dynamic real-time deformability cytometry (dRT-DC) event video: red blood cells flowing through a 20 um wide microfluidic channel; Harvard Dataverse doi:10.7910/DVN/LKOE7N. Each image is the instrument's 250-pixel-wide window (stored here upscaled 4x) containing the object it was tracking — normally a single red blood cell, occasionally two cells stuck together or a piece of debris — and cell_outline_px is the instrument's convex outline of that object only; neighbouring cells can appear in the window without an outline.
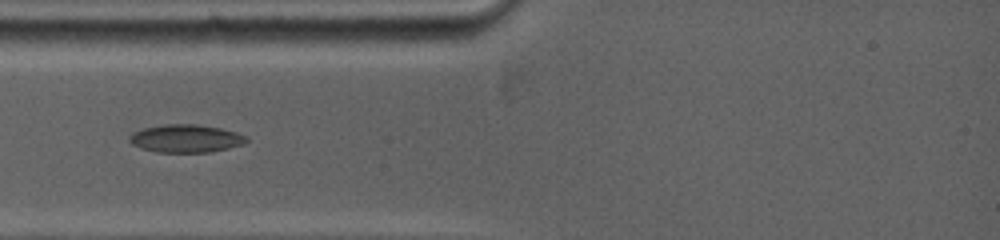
{"species": "common noctule bat (a hibernating species)", "species_latin": "Nyctalus noctula", "temperature_condition": "warm", "stored_images_in_passage": 9, "camera_frame_rate_fps": 5000, "um_per_image_px": 0.085, "animal": {"sex": "female", "body_mass_g": 19.0, "forearm_length_mm": 53.3}, "frame": {"image": 1, "passage_image": 6, "time_ms": 2.2, "image_size_px": [1000, 240], "cell_outline_px": [[248, 140], [240, 144], [224, 148], [204, 152], [160, 152], [144, 148], [136, 144], [132, 140], [132, 136], [136, 132], [144, 128], [164, 124], [196, 124], [220, 128], [244, 136]], "centroid_in_image_um": [15.81, 11.75], "position_along_channel_um": 69.2, "area_um2": 17.98}}
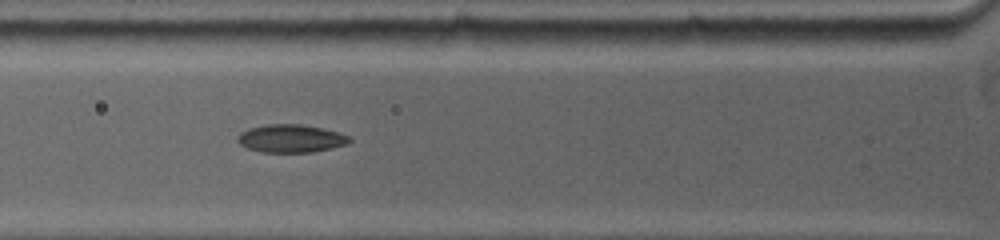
{"frame": {"image": 2, "passage_image": 8, "time_ms": 3.0, "image_size_px": [1000, 240], "cell_outline_px": [[348, 140], [344, 144], [328, 148], [308, 152], [264, 152], [248, 148], [240, 144], [240, 132], [248, 128], [268, 124], [300, 124], [320, 128], [336, 132], [348, 136]], "centroid_in_image_um": [24.66, 11.76], "position_along_channel_um": 101.1, "area_um2": 17.51}}